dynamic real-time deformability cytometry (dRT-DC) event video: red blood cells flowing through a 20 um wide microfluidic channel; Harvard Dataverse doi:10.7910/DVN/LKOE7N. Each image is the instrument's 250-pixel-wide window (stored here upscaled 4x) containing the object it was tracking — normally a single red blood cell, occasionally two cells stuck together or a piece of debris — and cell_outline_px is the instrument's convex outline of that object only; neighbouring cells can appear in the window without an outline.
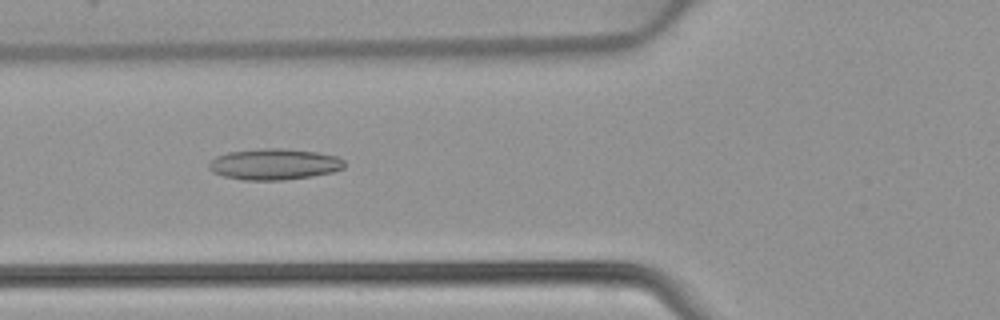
{"species": "common noctule bat (a hibernating species)", "species_latin": "Nyctalus noctula", "temperature_condition": "warm", "stored_images_in_passage": 46, "camera_frame_rate_fps": 3000, "um_per_image_px": 0.085, "animal": {"sex": "female", "body_mass_g": 22.7, "forearm_length_mm": 54.2}, "frame": {"image": 1, "passage_image": 17, "time_ms": 5.333, "image_size_px": [1000, 320], "cell_outline_px": [[344, 168], [332, 172], [312, 176], [284, 180], [244, 180], [224, 176], [212, 172], [208, 168], [208, 164], [216, 156], [228, 152], [264, 148], [284, 148], [316, 152], [336, 156], [344, 160]], "centroid_in_image_um": [23.3, 13.96], "position_along_channel_um": 102.5, "area_um2": 24.57}}
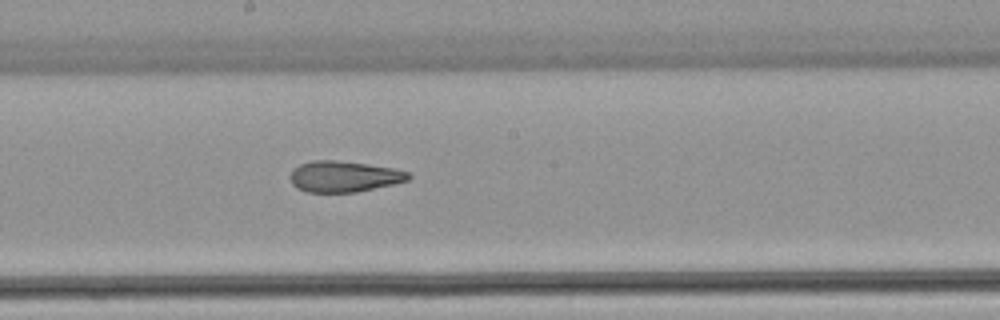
{"frame": {"image": 2, "passage_image": 25, "time_ms": 8.0, "image_size_px": [1000, 320], "cell_outline_px": [[412, 176], [408, 180], [392, 184], [356, 192], [308, 192], [296, 188], [292, 184], [292, 172], [300, 164], [312, 160], [336, 160], [368, 164], [396, 168], [408, 172]], "centroid_in_image_um": [29.27, 14.99], "position_along_channel_um": 218.9, "area_um2": 21.21}}
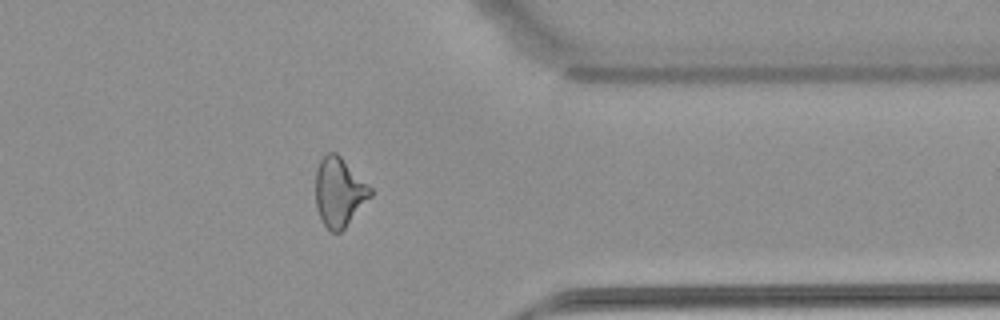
{"frame": {"image": 3, "passage_image": 37, "time_ms": 12.0, "image_size_px": [1000, 320], "cell_outline_px": [[372, 196], [344, 228], [340, 232], [332, 232], [324, 224], [316, 208], [316, 168], [320, 160], [328, 152], [336, 152], [372, 188]], "centroid_in_image_um": [28.83, 16.32], "position_along_channel_um": 382.6, "area_um2": 21.85}}